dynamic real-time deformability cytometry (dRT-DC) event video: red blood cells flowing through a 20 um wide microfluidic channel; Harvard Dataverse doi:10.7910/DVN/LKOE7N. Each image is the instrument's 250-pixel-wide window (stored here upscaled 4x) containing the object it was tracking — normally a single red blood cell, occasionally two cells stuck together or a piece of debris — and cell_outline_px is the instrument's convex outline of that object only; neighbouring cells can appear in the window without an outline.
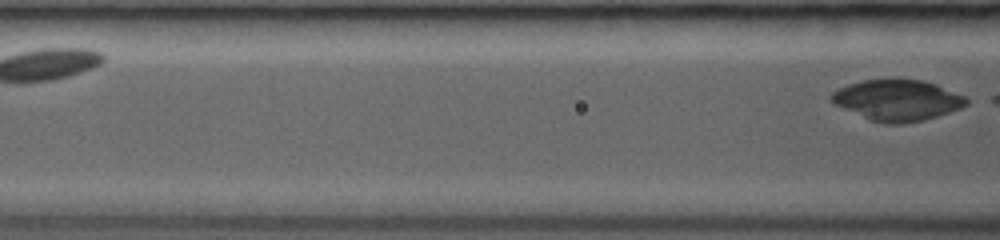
{"species": "common noctule bat (a hibernating species)", "species_latin": "Nyctalus noctula", "temperature_condition": "room temperature", "stored_images_in_passage": 5, "segment_of_instrument_passage": [2, 2], "camera_frame_rate_fps": 3000, "um_per_image_px": 0.085, "animal": {"sex": "female", "body_mass_g": 19.0, "forearm_length_mm": 53.3}, "frame": {"image": 1, "passage_image": 5, "time_ms": 2.667, "image_size_px": [1000, 240], "cell_outline_px": [[968, 104], [960, 108], [924, 120], [900, 124], [884, 124], [872, 120], [832, 104], [828, 100], [828, 96], [832, 92], [848, 84], [864, 80], [896, 76], [920, 80], [936, 84], [968, 96]], "centroid_in_image_um": [76.26, 8.48], "position_along_channel_um": 90.3, "area_um2": 32.95}}